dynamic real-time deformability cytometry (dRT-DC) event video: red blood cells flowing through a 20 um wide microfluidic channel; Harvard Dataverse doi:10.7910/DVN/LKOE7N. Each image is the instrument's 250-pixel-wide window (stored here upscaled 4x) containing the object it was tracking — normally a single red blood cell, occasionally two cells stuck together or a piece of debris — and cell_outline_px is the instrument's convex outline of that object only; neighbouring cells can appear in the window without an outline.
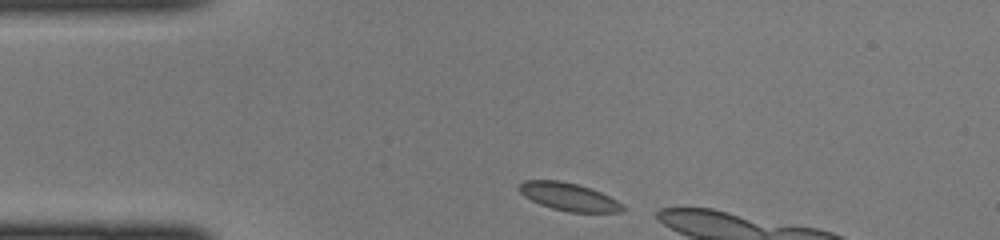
{"species": "common noctule bat (a hibernating species)", "species_latin": "Nyctalus noctula", "temperature_condition": "cold", "stored_images_in_passage": 4, "camera_frame_rate_fps": 3000, "um_per_image_px": 0.085, "animal": {"sex": "female", "body_mass_g": 22.0, "forearm_length_mm": 56.7}, "frame": {"image": 1, "passage_image": 1, "time_ms": 0.0, "image_size_px": [1000, 240], "cell_outline_px": [[624, 212], [568, 212], [552, 208], [540, 204], [524, 196], [516, 188], [524, 180], [560, 180], [576, 184], [600, 192], [624, 204]], "centroid_in_image_um": [48.33, 16.73], "position_along_channel_um": 36.7, "area_um2": 16.7}}